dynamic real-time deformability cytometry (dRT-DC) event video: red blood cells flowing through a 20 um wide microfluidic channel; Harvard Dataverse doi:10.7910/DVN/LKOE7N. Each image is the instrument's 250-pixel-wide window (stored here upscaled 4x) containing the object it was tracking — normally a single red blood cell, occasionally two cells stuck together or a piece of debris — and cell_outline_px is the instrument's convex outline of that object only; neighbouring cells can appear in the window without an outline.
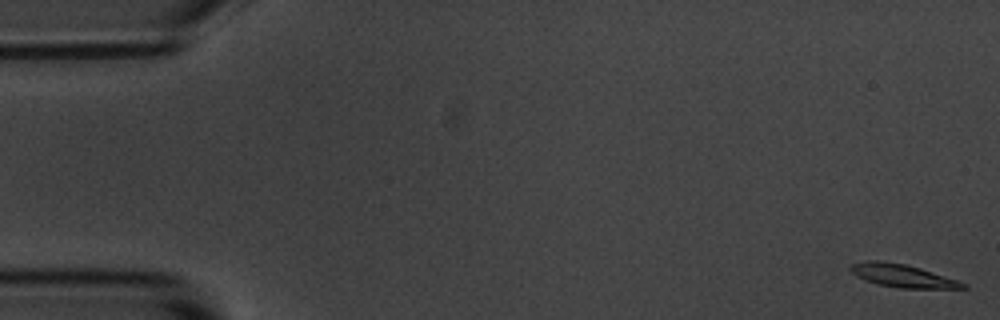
{"species": "common noctule bat (a hibernating species)", "species_latin": "Nyctalus noctula", "temperature_condition": "room temperature", "stored_images_in_passage": 5, "camera_frame_rate_fps": 3000, "um_per_image_px": 0.085, "animal": {"sex": "male", "body_mass_g": 20.1, "forearm_length_mm": 53.5}, "frame": {"image": 1, "passage_image": 1, "time_ms": 0.0, "image_size_px": [1000, 320], "cell_outline_px": [[968, 288], [900, 288], [880, 284], [856, 276], [848, 268], [852, 264], [864, 260], [876, 260], [904, 264], [920, 268], [968, 284]], "centroid_in_image_um": [76.69, 23.43], "position_along_channel_um": 8.3, "area_um2": 14.68}}
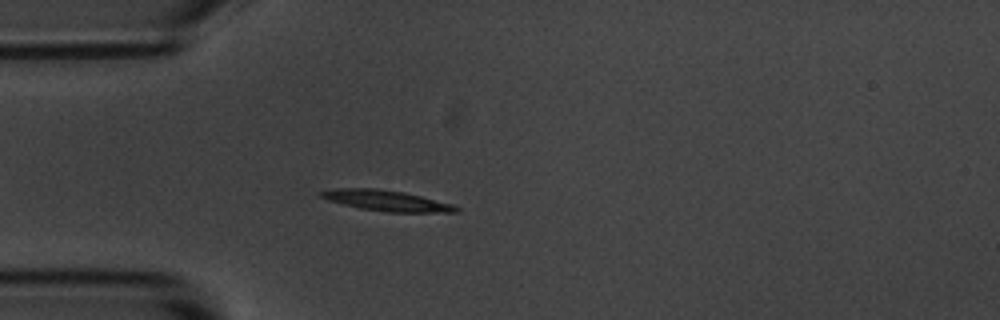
{"frame": {"image": 2, "passage_image": 5, "time_ms": 4.667, "image_size_px": [1000, 320], "cell_outline_px": [[460, 212], [388, 212], [360, 208], [328, 200], [320, 196], [320, 192], [336, 188], [376, 188], [404, 192], [452, 204], [460, 208]], "centroid_in_image_um": [32.87, 17.05], "position_along_channel_um": 52.1, "area_um2": 16.07}}